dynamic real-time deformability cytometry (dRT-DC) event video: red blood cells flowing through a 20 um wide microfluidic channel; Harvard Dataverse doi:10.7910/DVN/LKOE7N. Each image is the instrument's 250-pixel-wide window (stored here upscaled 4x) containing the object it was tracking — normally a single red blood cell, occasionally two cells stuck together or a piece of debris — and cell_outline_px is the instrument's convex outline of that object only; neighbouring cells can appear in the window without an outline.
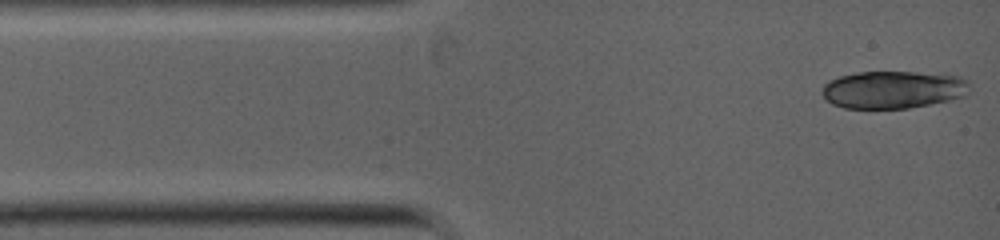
{"species": "common noctule bat (a hibernating species)", "species_latin": "Nyctalus noctula", "temperature_condition": "warm", "stored_images_in_passage": 7, "camera_frame_rate_fps": 5000, "um_per_image_px": 0.085, "animal": {"sex": "female", "body_mass_g": 19.0, "forearm_length_mm": 53.3}, "frame": {"image": 1, "passage_image": 1, "time_ms": 0.0, "image_size_px": [1000, 240], "cell_outline_px": [[968, 96], [908, 108], [844, 108], [832, 104], [824, 100], [820, 92], [824, 84], [828, 80], [840, 76], [856, 72], [916, 72], [960, 76], [968, 80]], "centroid_in_image_um": [75.88, 7.62], "position_along_channel_um": 9.1, "area_um2": 32.54}}